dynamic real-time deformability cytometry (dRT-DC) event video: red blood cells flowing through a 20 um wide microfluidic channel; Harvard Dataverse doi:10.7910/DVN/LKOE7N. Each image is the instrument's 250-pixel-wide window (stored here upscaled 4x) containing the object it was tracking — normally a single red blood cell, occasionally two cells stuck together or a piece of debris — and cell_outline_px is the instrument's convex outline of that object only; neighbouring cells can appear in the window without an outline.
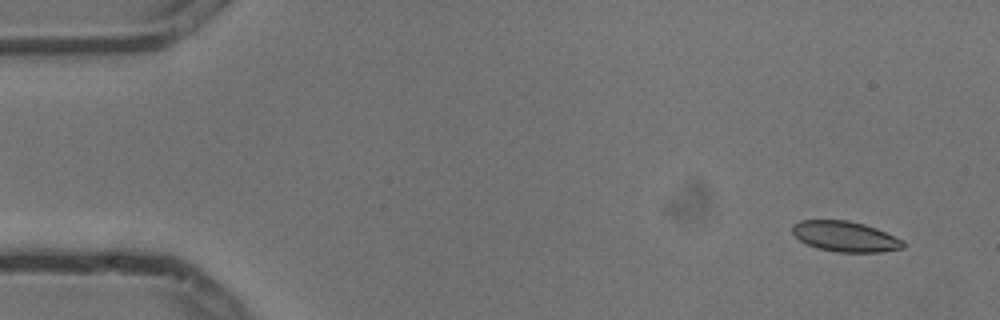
{"species": "common noctule bat (a hibernating species)", "species_latin": "Nyctalus noctula", "temperature_condition": "cold", "stored_images_in_passage": 5, "camera_frame_rate_fps": 3000, "um_per_image_px": 0.085, "animal": {"sex": "male", "body_mass_g": 13.3}, "frame": {"image": 1, "passage_image": 1, "time_ms": 0.0, "image_size_px": [1000, 320], "cell_outline_px": [[904, 248], [880, 252], [836, 252], [816, 248], [800, 240], [792, 232], [792, 224], [800, 220], [848, 220], [864, 224], [876, 228], [904, 240]], "centroid_in_image_um": [71.84, 20.1], "position_along_channel_um": 13.2, "area_um2": 19.71}}
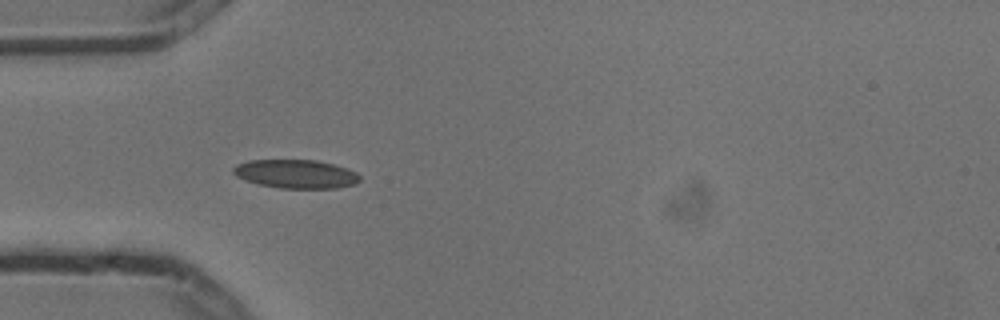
{"frame": {"image": 2, "passage_image": 4, "time_ms": 1.0, "image_size_px": [1000, 320], "cell_outline_px": [[360, 180], [356, 184], [336, 188], [280, 188], [260, 184], [244, 180], [236, 176], [232, 172], [232, 168], [236, 164], [248, 160], [316, 160], [348, 168], [356, 172], [360, 176]], "centroid_in_image_um": [25.14, 14.78], "position_along_channel_um": 59.9, "area_um2": 21.21}}
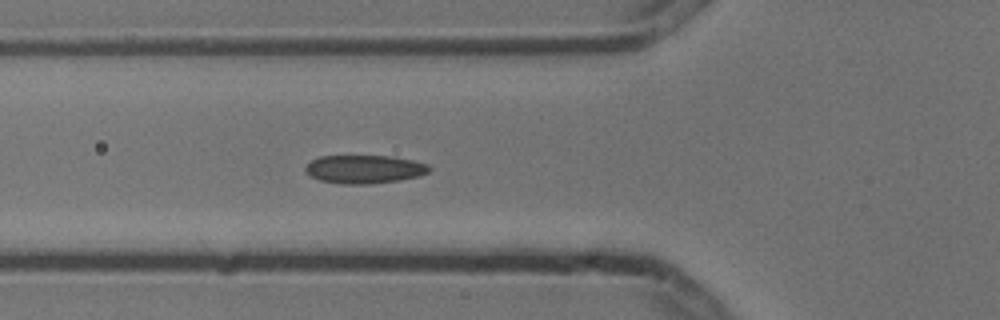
{"frame": {"image": 3, "passage_image": 5, "time_ms": 1.333, "image_size_px": [1000, 320], "cell_outline_px": [[432, 168], [428, 172], [420, 176], [400, 180], [372, 184], [344, 184], [320, 180], [308, 176], [304, 168], [312, 160], [320, 156], [392, 156], [412, 160], [428, 164]], "centroid_in_image_um": [30.98, 14.39], "position_along_channel_um": 94.8, "area_um2": 20.58}}